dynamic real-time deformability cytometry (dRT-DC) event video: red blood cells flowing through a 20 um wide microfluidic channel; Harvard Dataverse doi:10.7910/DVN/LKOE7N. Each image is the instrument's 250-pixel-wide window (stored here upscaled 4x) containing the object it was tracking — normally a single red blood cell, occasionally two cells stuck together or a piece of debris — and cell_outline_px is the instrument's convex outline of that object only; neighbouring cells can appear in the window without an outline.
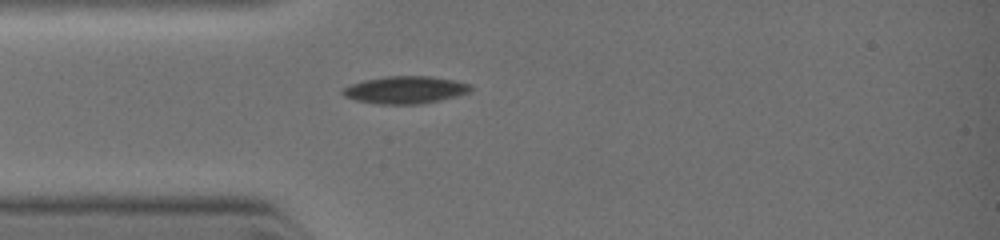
{"species": "common noctule bat (a hibernating species)", "species_latin": "Nyctalus noctula", "temperature_condition": "warm", "stored_images_in_passage": 1, "camera_frame_rate_fps": 3000, "um_per_image_px": 0.085, "animal": {"sex": "female", "body_mass_g": 19.0, "forearm_length_mm": 51.5}, "frame": {"image": 1, "passage_image": 1, "time_ms": 0.0, "image_size_px": [1000, 240], "cell_outline_px": [[472, 88], [468, 92], [456, 96], [440, 100], [420, 104], [376, 104], [352, 100], [344, 96], [340, 92], [344, 88], [352, 84], [364, 80], [388, 76], [432, 76], [456, 80], [472, 84]], "centroid_in_image_um": [34.44, 7.64], "position_along_channel_um": 50.6, "area_um2": 20.58}}